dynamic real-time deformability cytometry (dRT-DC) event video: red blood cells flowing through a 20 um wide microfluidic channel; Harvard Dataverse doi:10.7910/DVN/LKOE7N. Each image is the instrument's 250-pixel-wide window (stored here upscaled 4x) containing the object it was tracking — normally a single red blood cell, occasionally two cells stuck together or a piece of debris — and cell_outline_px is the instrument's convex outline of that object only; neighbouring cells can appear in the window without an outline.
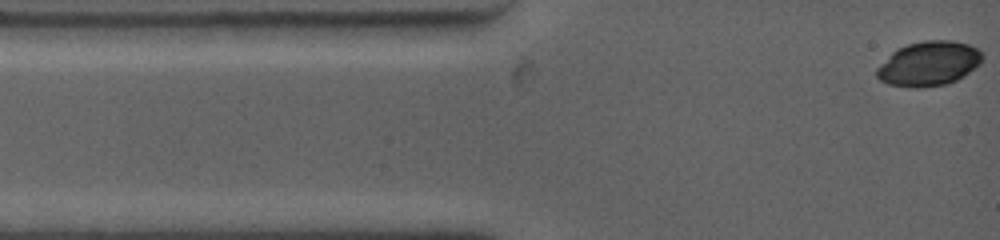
{"species": "common noctule bat (a hibernating species)", "species_latin": "Nyctalus noctula", "temperature_condition": "warm", "stored_images_in_passage": 3, "camera_frame_rate_fps": 4500, "um_per_image_px": 0.085, "animal": {"sex": "female", "body_mass_g": 19.0, "forearm_length_mm": 53.3}, "frame": {"image": 1, "passage_image": 1, "time_ms": 0.0, "image_size_px": [1000, 240], "cell_outline_px": [[984, 56], [980, 64], [964, 76], [948, 84], [916, 88], [912, 88], [888, 84], [880, 80], [876, 76], [876, 68], [896, 48], [908, 44], [924, 40], [952, 40], [968, 44], [976, 48]], "centroid_in_image_um": [78.94, 5.41], "position_along_channel_um": 6.1, "area_um2": 27.57}}
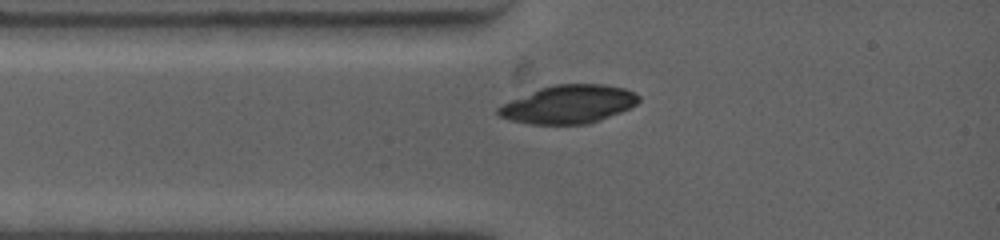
{"frame": {"image": 2, "passage_image": 3, "time_ms": 2.0, "image_size_px": [1000, 240], "cell_outline_px": [[640, 100], [636, 104], [620, 112], [600, 120], [588, 124], [528, 124], [508, 120], [500, 116], [496, 112], [496, 108], [512, 100], [540, 88], [556, 84], [604, 84], [624, 88], [636, 92], [640, 96]], "centroid_in_image_um": [48.35, 8.87], "position_along_channel_um": 36.7, "area_um2": 31.21}}